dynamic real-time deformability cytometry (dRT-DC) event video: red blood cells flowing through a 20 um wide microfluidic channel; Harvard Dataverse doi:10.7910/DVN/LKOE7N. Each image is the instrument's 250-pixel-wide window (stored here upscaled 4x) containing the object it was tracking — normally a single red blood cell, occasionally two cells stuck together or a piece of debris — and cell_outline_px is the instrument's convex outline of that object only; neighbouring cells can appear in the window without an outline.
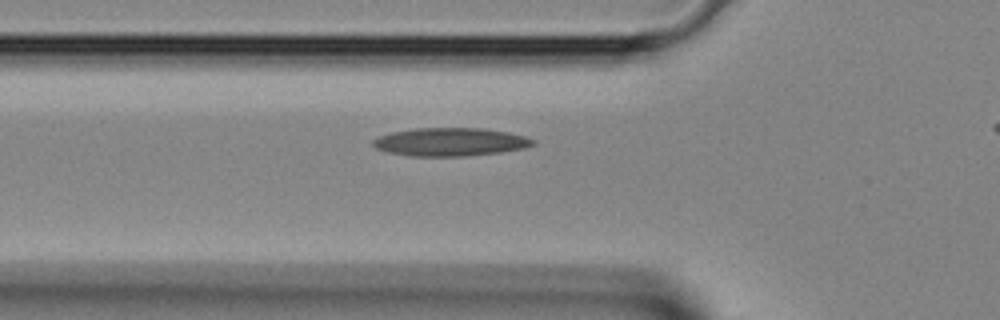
{"species": "Egyptian fruit bat (a non-hibernating species)", "species_latin": "Rousettus aegyptiacus", "temperature_condition": "room temperature", "stored_images_in_passage": 26, "camera_frame_rate_fps": 3000, "um_per_image_px": 0.085, "animal": {"sex": "female"}, "frame": {"image": 1, "passage_image": 6, "time_ms": 1.667, "image_size_px": [1000, 320], "cell_outline_px": [[536, 144], [524, 148], [500, 152], [464, 156], [408, 156], [388, 152], [376, 148], [372, 144], [372, 140], [380, 136], [392, 132], [416, 128], [480, 128], [508, 132], [524, 136], [536, 140]], "centroid_in_image_um": [38.28, 12.06], "position_along_channel_um": 87.5, "area_um2": 26.24}}
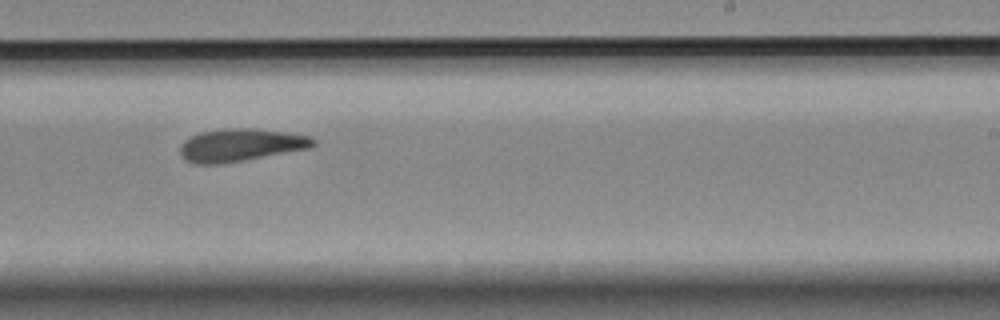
{"frame": {"image": 2, "passage_image": 17, "time_ms": 5.333, "image_size_px": [1000, 320], "cell_outline_px": [[316, 144], [312, 148], [244, 160], [216, 164], [196, 164], [188, 160], [180, 152], [180, 144], [184, 140], [200, 132], [224, 128], [252, 128], [312, 136], [316, 140]], "centroid_in_image_um": [20.49, 12.32], "position_along_channel_um": 268.5, "area_um2": 25.26}}
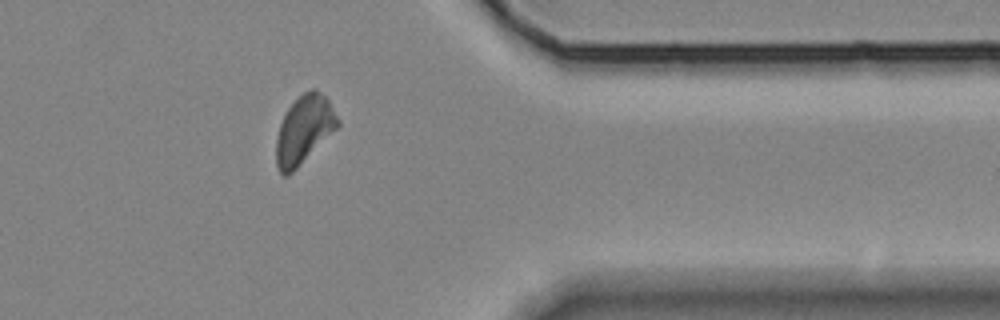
{"frame": {"image": 3, "passage_image": 25, "time_ms": 8.0, "image_size_px": [1000, 320], "cell_outline_px": [[340, 124], [288, 176], [284, 176], [280, 172], [276, 164], [276, 140], [280, 124], [288, 108], [304, 92], [312, 88], [316, 88], [328, 100], [340, 120]], "centroid_in_image_um": [25.83, 11.01], "position_along_channel_um": 385.6, "area_um2": 23.81}}